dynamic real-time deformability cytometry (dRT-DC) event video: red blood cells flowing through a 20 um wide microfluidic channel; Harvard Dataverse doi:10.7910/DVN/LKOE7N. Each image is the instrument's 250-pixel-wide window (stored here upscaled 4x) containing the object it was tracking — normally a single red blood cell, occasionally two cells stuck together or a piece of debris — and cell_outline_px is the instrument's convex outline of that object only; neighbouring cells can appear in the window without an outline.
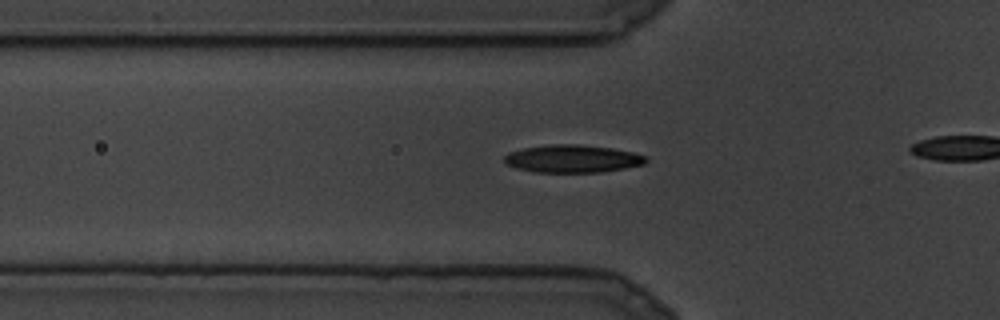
{"species": "common noctule bat (a hibernating species)", "species_latin": "Nyctalus noctula", "temperature_condition": "cold", "stored_images_in_passage": 5, "camera_frame_rate_fps": 3000, "um_per_image_px": 0.085, "animal": {"sex": "male", "body_mass_g": 19.5, "forearm_length_mm": 54.6}, "frame": {"image": 1, "passage_image": 2, "time_ms": 0.333, "image_size_px": [1000, 320], "cell_outline_px": [[648, 160], [644, 164], [624, 168], [600, 172], [536, 172], [516, 168], [504, 164], [504, 156], [508, 152], [524, 148], [552, 144], [576, 144], [612, 148], [632, 152], [648, 156]], "centroid_in_image_um": [48.65, 13.49], "position_along_channel_um": 77.1, "area_um2": 22.89}}
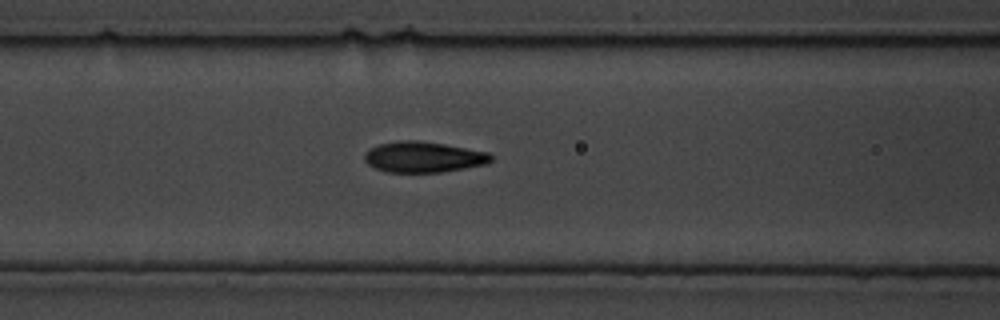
{"frame": {"image": 2, "passage_image": 4, "time_ms": 1.0, "image_size_px": [1000, 320], "cell_outline_px": [[492, 160], [488, 164], [440, 172], [388, 172], [376, 168], [368, 164], [364, 160], [364, 152], [368, 148], [380, 144], [400, 140], [420, 140], [444, 144], [488, 152], [492, 156]], "centroid_in_image_um": [35.97, 13.34], "position_along_channel_um": 130.6, "area_um2": 22.72}}